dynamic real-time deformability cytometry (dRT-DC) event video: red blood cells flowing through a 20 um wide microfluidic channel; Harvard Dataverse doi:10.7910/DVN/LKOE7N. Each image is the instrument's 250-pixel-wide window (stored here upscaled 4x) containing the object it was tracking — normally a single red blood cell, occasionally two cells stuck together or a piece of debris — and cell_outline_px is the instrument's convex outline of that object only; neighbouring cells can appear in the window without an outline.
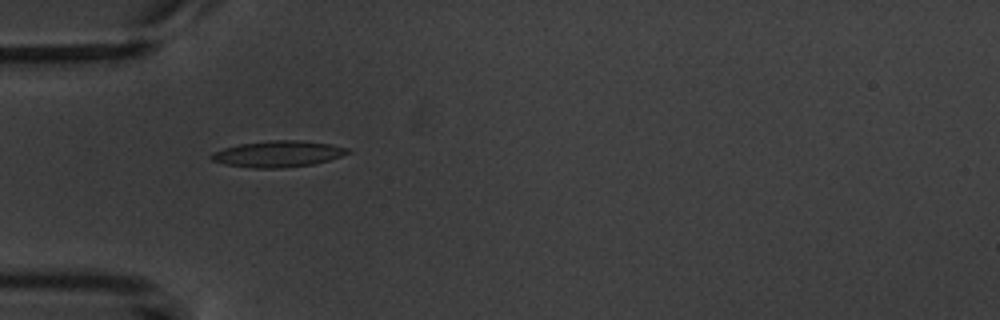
{"species": "common noctule bat (a hibernating species)", "species_latin": "Nyctalus noctula", "temperature_condition": "warm", "stored_images_in_passage": 5, "camera_frame_rate_fps": 3000, "um_per_image_px": 0.085, "animal": {"sex": "male", "body_mass_g": 20.1, "forearm_length_mm": 53.5}, "frame": {"image": 1, "passage_image": 4, "time_ms": 5.0, "image_size_px": [1000, 320], "cell_outline_px": [[352, 152], [328, 160], [312, 164], [284, 168], [252, 168], [224, 164], [212, 160], [208, 156], [212, 152], [224, 148], [240, 144], [268, 140], [304, 140], [332, 144], [348, 148]], "centroid_in_image_um": [23.62, 13.07], "position_along_channel_um": 61.4, "area_um2": 20.98}}